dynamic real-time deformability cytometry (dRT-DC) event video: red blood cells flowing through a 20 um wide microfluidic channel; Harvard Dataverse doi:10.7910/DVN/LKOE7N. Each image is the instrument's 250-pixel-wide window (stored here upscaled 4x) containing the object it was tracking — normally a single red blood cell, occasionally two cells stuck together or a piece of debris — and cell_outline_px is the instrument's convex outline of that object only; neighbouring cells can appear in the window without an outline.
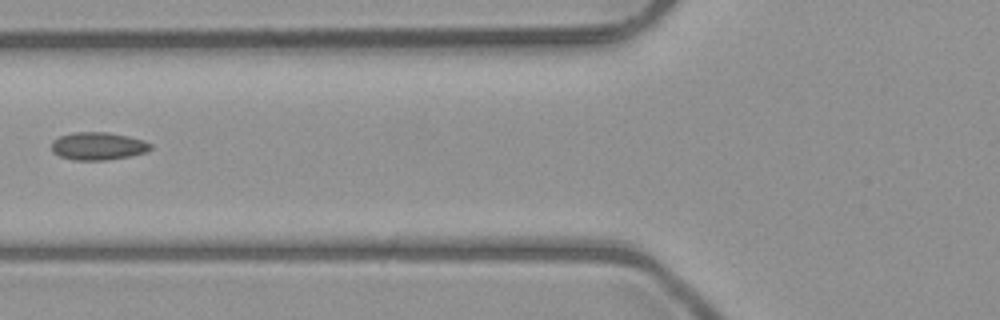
{"species": "common noctule bat (a hibernating species)", "species_latin": "Nyctalus noctula", "temperature_condition": "room temperature", "stored_images_in_passage": 7, "camera_frame_rate_fps": 3000, "um_per_image_px": 0.085, "animal": {"sex": "male", "body_mass_g": 23.1, "forearm_length_mm": 52.7}, "frame": {"image": 1, "passage_image": 6, "time_ms": 5.667, "image_size_px": [1000, 320], "cell_outline_px": [[152, 148], [148, 152], [132, 156], [108, 160], [72, 160], [60, 156], [52, 152], [52, 140], [60, 136], [72, 132], [108, 132], [128, 136], [144, 140], [152, 144]], "centroid_in_image_um": [8.36, 12.42], "position_along_channel_um": 117.4, "area_um2": 16.3}}
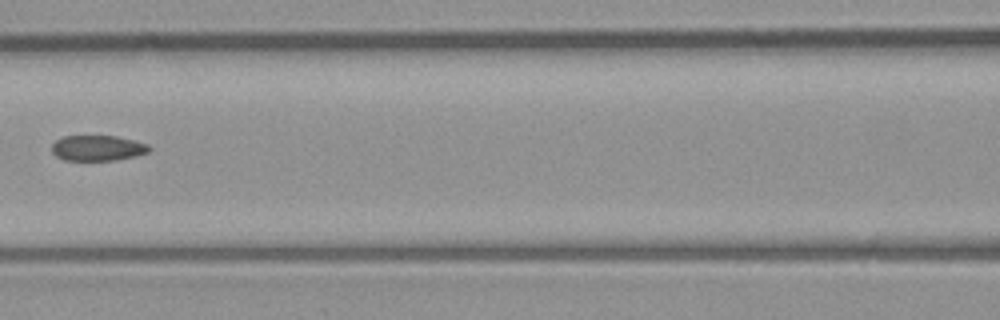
{"frame": {"image": 2, "passage_image": 7, "time_ms": 6.667, "image_size_px": [1000, 320], "cell_outline_px": [[152, 148], [148, 152], [136, 156], [116, 160], [64, 160], [56, 156], [52, 152], [52, 144], [56, 140], [64, 136], [116, 136], [148, 144]], "centroid_in_image_um": [8.3, 12.59], "position_along_channel_um": 158.3, "area_um2": 14.45}}